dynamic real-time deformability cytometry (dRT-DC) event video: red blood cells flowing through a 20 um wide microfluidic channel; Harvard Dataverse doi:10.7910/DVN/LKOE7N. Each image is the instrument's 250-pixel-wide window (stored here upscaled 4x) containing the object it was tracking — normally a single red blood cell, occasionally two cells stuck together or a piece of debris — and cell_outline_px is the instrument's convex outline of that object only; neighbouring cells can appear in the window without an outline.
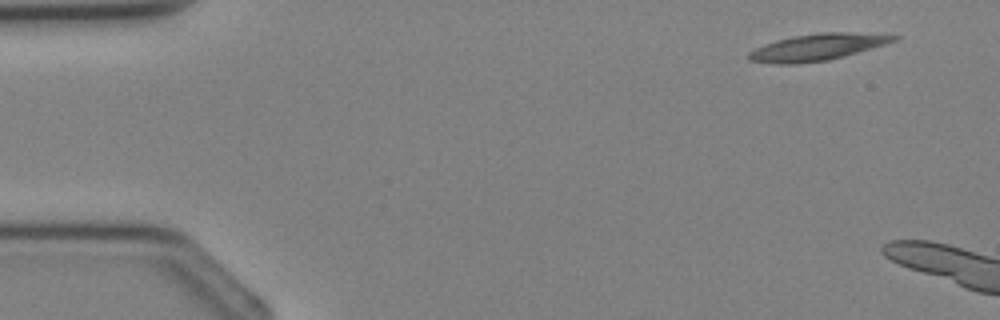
{"species": "Egyptian fruit bat (a non-hibernating species)", "species_latin": "Rousettus aegyptiacus", "temperature_condition": "cold", "stored_images_in_passage": 2, "camera_frame_rate_fps": 3000, "um_per_image_px": 0.085, "animal": {"sex": "female"}, "frame": {"image": 1, "passage_image": 1, "time_ms": 0.0, "image_size_px": [1000, 320], "cell_outline_px": [[900, 36], [896, 40], [872, 48], [844, 56], [828, 60], [796, 64], [776, 64], [748, 60], [748, 52], [764, 44], [776, 40], [792, 36], [820, 32], [848, 32]], "centroid_in_image_um": [69.42, 4.01], "position_along_channel_um": 15.6, "area_um2": 22.37}}